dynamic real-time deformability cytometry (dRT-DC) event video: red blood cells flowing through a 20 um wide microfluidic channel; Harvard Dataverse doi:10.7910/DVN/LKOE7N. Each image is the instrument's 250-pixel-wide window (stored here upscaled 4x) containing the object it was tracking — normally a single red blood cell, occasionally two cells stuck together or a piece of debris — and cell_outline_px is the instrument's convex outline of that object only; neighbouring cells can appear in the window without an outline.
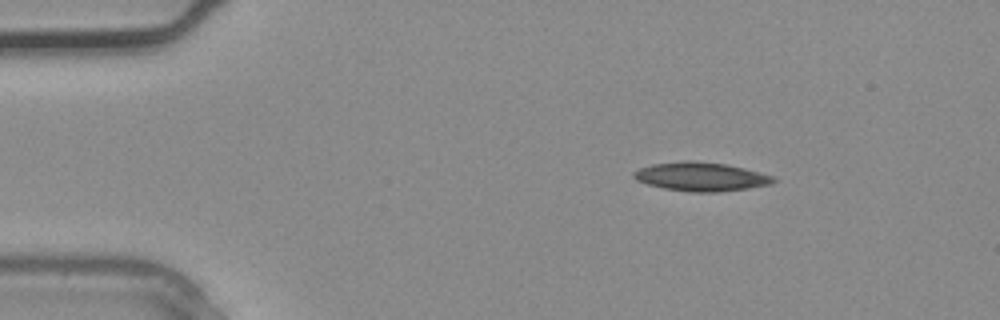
{"species": "common noctule bat (a hibernating species)", "species_latin": "Nyctalus noctula", "temperature_condition": "warm", "stored_images_in_passage": 2, "segment_of_instrument_passage": [2, 2], "camera_frame_rate_fps": 3000, "um_per_image_px": 0.085, "animal": {"sex": "male", "body_mass_g": 20.4}, "frame": {"image": 1, "passage_image": 2, "time_ms": 0.333, "image_size_px": [1000, 320], "cell_outline_px": [[776, 180], [772, 184], [748, 188], [720, 192], [688, 192], [664, 188], [648, 184], [636, 180], [632, 176], [632, 172], [640, 168], [652, 164], [684, 160], [692, 160], [724, 164], [744, 168], [772, 176]], "centroid_in_image_um": [59.55, 15.02], "position_along_channel_um": 25.5, "area_um2": 23.41}}